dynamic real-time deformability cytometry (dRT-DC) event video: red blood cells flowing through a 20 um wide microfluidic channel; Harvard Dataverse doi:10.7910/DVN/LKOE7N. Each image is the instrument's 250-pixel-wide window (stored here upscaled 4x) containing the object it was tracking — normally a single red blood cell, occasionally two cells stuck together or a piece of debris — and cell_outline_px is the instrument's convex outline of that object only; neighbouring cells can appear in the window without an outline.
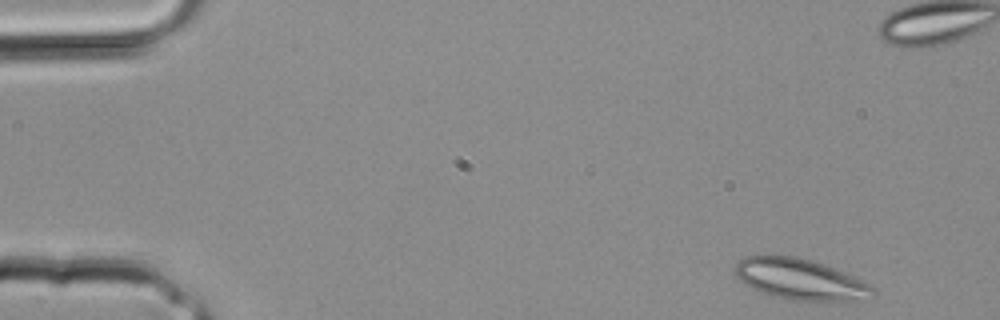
{"species": "common noctule bat (a hibernating species)", "species_latin": "Nyctalus noctula", "temperature_condition": "room temperature", "stored_images_in_passage": 32, "camera_frame_rate_fps": 3000, "um_per_image_px": 0.085, "animal": {"sex": "male", "body_mass_g": 20.4}, "frame": {"image": 1, "passage_image": 1, "time_ms": 0.0, "image_size_px": [1000, 320], "cell_outline_px": [[876, 292], [844, 300], [788, 300], [772, 296], [760, 292], [752, 288], [740, 280], [736, 272], [736, 260], [744, 256], [796, 256], [812, 260], [836, 268], [876, 288]], "centroid_in_image_um": [67.92, 23.71], "position_along_channel_um": 17.1, "area_um2": 32.08}}
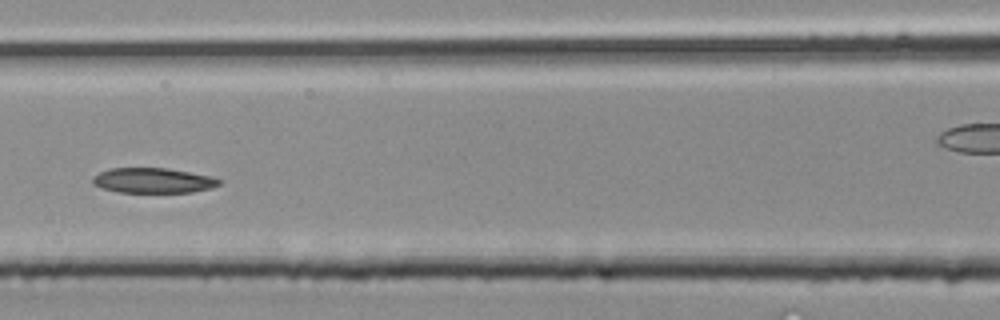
{"frame": {"image": 2, "passage_image": 13, "time_ms": 4.0, "image_size_px": [1000, 320], "cell_outline_px": [[224, 184], [212, 188], [192, 192], [120, 192], [100, 188], [92, 184], [92, 176], [108, 168], [168, 168], [212, 176], [224, 180]], "centroid_in_image_um": [13.06, 15.34], "position_along_channel_um": 153.5, "area_um2": 18.84}}
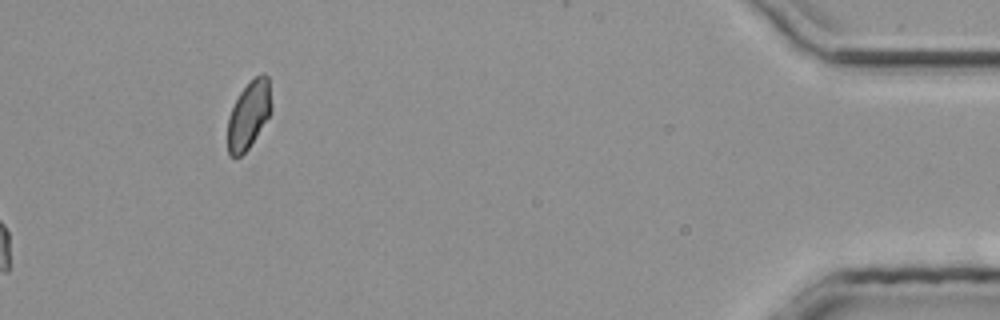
{"frame": {"image": 3, "passage_image": 32, "time_ms": 10.333, "image_size_px": [1000, 320], "cell_outline_px": [[272, 108], [268, 116], [248, 148], [240, 156], [232, 156], [228, 152], [228, 116], [240, 92], [260, 72], [264, 72], [268, 76]], "centroid_in_image_um": [21.15, 9.72], "position_along_channel_um": 414.1, "area_um2": 16.82}}